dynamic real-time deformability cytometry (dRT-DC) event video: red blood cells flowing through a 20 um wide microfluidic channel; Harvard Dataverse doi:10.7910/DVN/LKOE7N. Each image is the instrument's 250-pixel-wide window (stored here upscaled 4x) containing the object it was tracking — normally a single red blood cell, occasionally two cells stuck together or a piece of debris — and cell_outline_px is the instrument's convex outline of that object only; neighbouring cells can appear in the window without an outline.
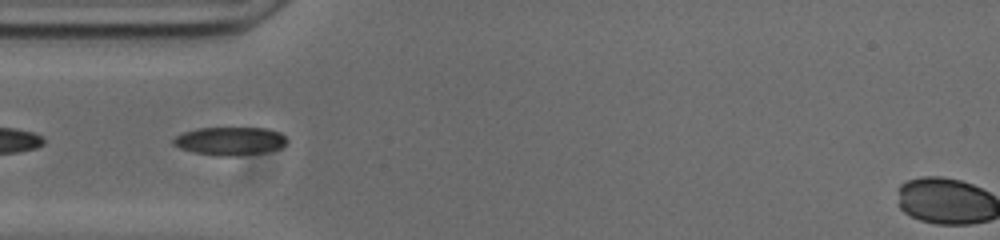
{"species": "common noctule bat (a hibernating species)", "species_latin": "Nyctalus noctula", "temperature_condition": "cold", "stored_images_in_passage": 34, "camera_frame_rate_fps": 3000, "um_per_image_px": 0.085, "animal": {"sex": "male", "body_mass_g": 20.0, "forearm_length_mm": 53.3}, "frame": {"image": 1, "passage_image": 1, "time_ms": 0.0, "image_size_px": [1000, 240], "cell_outline_px": [[288, 140], [280, 148], [264, 152], [236, 156], [216, 156], [192, 152], [180, 148], [172, 144], [172, 140], [176, 136], [184, 132], [196, 128], [268, 128], [280, 132]], "centroid_in_image_um": [19.53, 11.99], "position_along_channel_um": 65.5, "area_um2": 18.79}}